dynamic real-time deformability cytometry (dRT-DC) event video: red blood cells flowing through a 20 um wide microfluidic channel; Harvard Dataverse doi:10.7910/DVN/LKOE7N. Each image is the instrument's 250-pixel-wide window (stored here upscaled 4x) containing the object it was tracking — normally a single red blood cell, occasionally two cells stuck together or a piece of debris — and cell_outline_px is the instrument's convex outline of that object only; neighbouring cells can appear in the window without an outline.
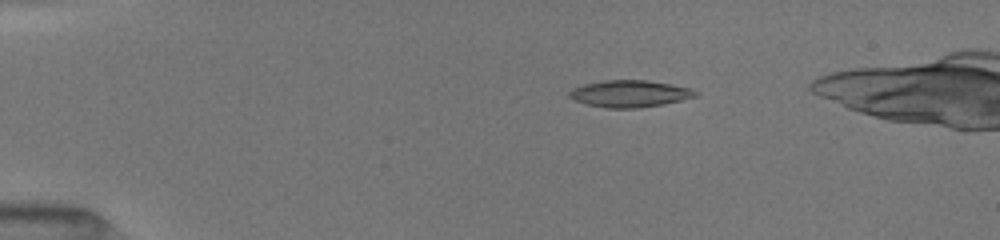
{"species": "common noctule bat (a hibernating species)", "species_latin": "Nyctalus noctula", "temperature_condition": "room temperature", "stored_images_in_passage": 21, "camera_frame_rate_fps": 3000, "um_per_image_px": 0.085, "animal": {"sex": "female", "body_mass_g": 19.5, "forearm_length_mm": 54.1}, "frame": {"image": 1, "passage_image": 1, "time_ms": 0.0, "image_size_px": [1000, 240], "cell_outline_px": [[700, 96], [664, 104], [640, 108], [604, 108], [588, 104], [576, 100], [568, 96], [568, 92], [572, 88], [584, 84], [604, 80], [648, 80], [672, 84], [692, 88], [700, 92]], "centroid_in_image_um": [53.6, 7.96], "position_along_channel_um": 31.4, "area_um2": 20.06}}
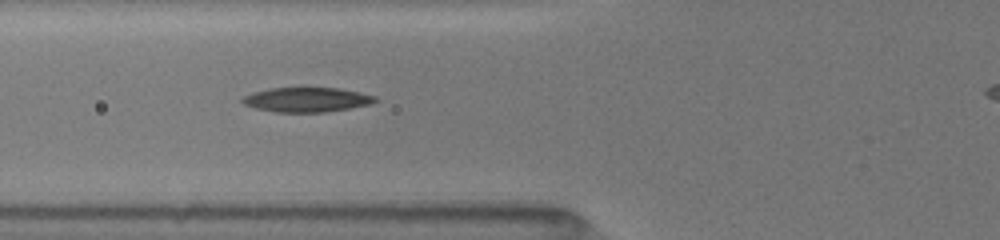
{"frame": {"image": 2, "passage_image": 9, "time_ms": 3.333, "image_size_px": [1000, 240], "cell_outline_px": [[380, 100], [368, 104], [348, 108], [324, 112], [276, 112], [256, 108], [244, 104], [240, 100], [244, 96], [252, 92], [272, 88], [340, 88], [360, 92], [376, 96]], "centroid_in_image_um": [26.08, 8.47], "position_along_channel_um": 99.7, "area_um2": 18.9}}
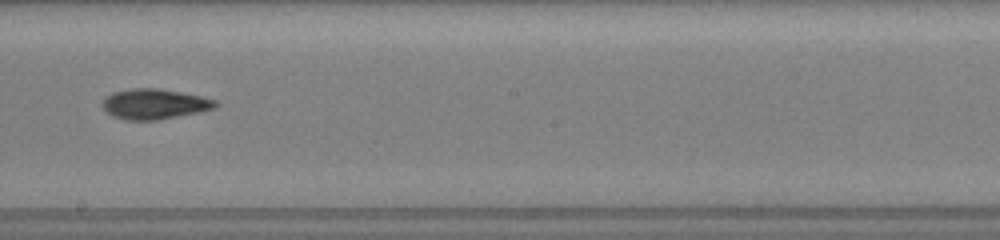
{"frame": {"image": 3, "passage_image": 19, "time_ms": 6.667, "image_size_px": [1000, 240], "cell_outline_px": [[216, 104], [212, 108], [196, 112], [156, 120], [128, 120], [112, 116], [100, 104], [104, 96], [112, 92], [128, 88], [160, 88], [200, 96], [216, 100]], "centroid_in_image_um": [13.02, 8.82], "position_along_channel_um": 235.2, "area_um2": 19.77}}